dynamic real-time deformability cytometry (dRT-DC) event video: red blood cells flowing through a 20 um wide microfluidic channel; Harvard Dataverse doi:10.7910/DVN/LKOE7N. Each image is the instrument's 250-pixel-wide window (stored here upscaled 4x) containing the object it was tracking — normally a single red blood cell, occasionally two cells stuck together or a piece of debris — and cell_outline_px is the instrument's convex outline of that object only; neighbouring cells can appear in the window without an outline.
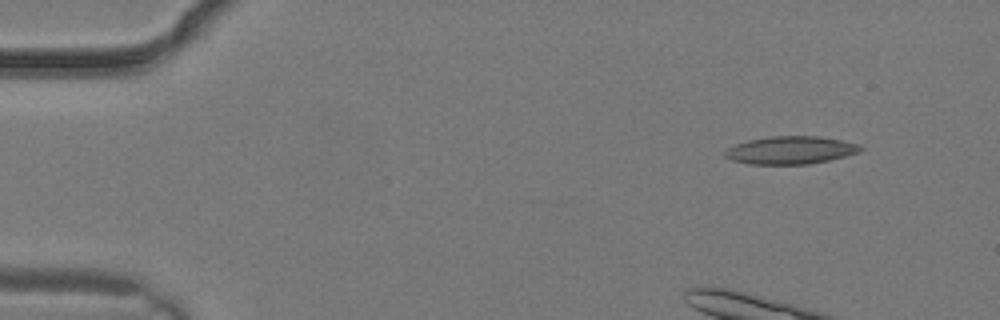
{"species": "common noctule bat (a hibernating species)", "species_latin": "Nyctalus noctula", "temperature_condition": "warm", "stored_images_in_passage": 3, "camera_frame_rate_fps": 3000, "um_per_image_px": 0.085, "animal": {"sex": "male", "body_mass_g": 19.2, "forearm_length_mm": 51.8}, "frame": {"image": 1, "passage_image": 1, "time_ms": 0.0, "image_size_px": [1000, 320], "cell_outline_px": [[864, 148], [860, 152], [828, 160], [808, 164], [748, 164], [732, 160], [724, 156], [724, 152], [728, 148], [736, 144], [748, 140], [768, 136], [820, 136], [860, 144]], "centroid_in_image_um": [67.2, 12.76], "position_along_channel_um": 17.8, "area_um2": 21.96}}